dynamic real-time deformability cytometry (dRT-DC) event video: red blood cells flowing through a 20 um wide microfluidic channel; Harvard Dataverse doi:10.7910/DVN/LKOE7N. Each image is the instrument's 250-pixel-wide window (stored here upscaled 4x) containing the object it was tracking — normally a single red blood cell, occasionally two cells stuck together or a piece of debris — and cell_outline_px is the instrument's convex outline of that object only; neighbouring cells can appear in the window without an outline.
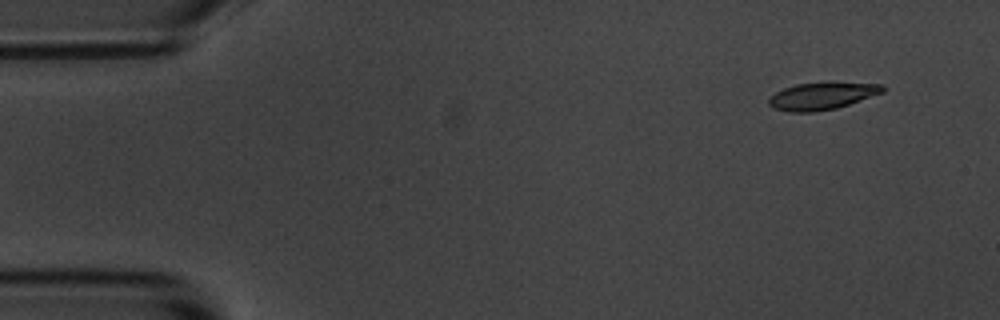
{"species": "common noctule bat (a hibernating species)", "species_latin": "Nyctalus noctula", "temperature_condition": "room temperature", "stored_images_in_passage": 4, "camera_frame_rate_fps": 3000, "um_per_image_px": 0.085, "animal": {"sex": "male", "body_mass_g": 20.1, "forearm_length_mm": 53.5}, "frame": {"image": 1, "passage_image": 2, "time_ms": 1.333, "image_size_px": [1000, 320], "cell_outline_px": [[884, 92], [836, 108], [812, 112], [788, 112], [772, 108], [768, 104], [768, 100], [776, 92], [784, 88], [796, 84], [884, 84]], "centroid_in_image_um": [69.8, 8.2], "position_along_channel_um": 15.2, "area_um2": 17.34}}